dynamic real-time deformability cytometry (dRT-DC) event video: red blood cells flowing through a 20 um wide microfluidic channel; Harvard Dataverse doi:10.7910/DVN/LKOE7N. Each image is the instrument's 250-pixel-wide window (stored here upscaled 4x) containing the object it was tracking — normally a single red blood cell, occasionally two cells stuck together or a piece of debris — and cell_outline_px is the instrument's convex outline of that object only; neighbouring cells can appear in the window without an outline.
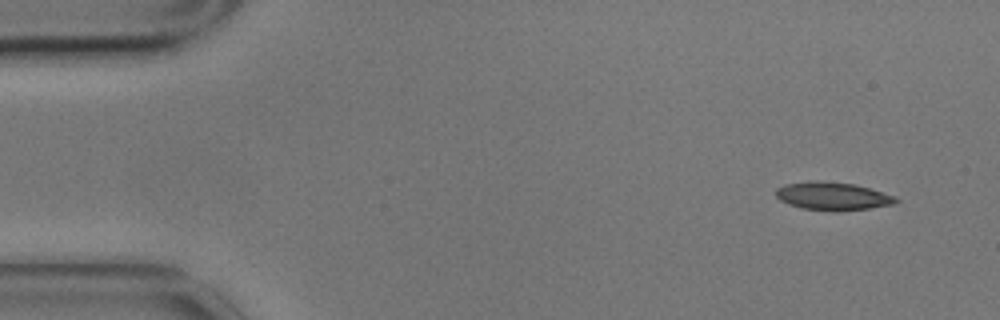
{"species": "common noctule bat (a hibernating species)", "species_latin": "Nyctalus noctula", "temperature_condition": "cold", "stored_images_in_passage": 5, "camera_frame_rate_fps": 3000, "um_per_image_px": 0.085, "animal": {"sex": "male", "body_mass_g": 17.9}, "frame": {"image": 1, "passage_image": 1, "time_ms": 0.0, "image_size_px": [1000, 320], "cell_outline_px": [[900, 200], [896, 204], [868, 208], [836, 212], [832, 212], [804, 208], [788, 204], [780, 200], [776, 196], [776, 188], [784, 184], [812, 180], [820, 180], [856, 184], [896, 196]], "centroid_in_image_um": [70.79, 16.67], "position_along_channel_um": 14.2, "area_um2": 19.94}}
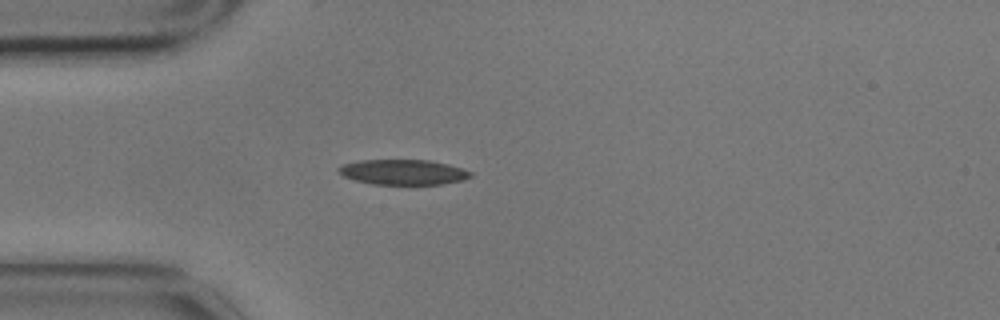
{"frame": {"image": 2, "passage_image": 4, "time_ms": 1.0, "image_size_px": [1000, 320], "cell_outline_px": [[472, 176], [464, 180], [440, 184], [372, 184], [356, 180], [344, 176], [336, 172], [336, 168], [344, 164], [360, 160], [428, 160], [448, 164], [464, 168], [472, 172]], "centroid_in_image_um": [34.28, 14.62], "position_along_channel_um": 50.7, "area_um2": 19.42}}